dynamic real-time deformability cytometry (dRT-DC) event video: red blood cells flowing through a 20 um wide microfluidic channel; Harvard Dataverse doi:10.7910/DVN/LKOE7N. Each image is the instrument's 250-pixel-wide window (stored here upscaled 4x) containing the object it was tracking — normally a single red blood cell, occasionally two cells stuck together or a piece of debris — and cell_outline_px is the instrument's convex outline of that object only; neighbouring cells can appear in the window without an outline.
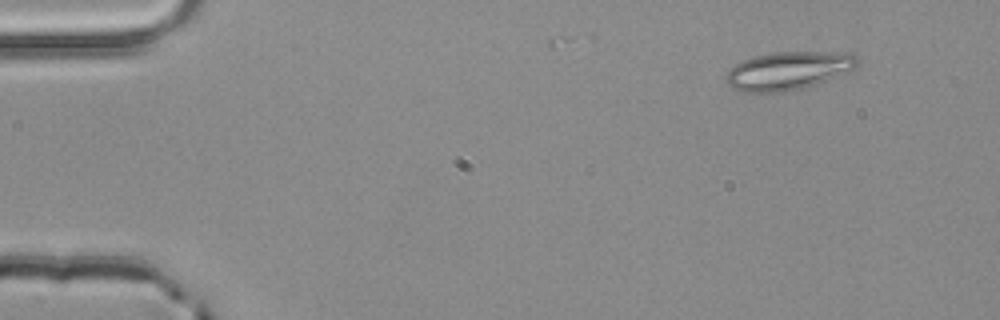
{"species": "common noctule bat (a hibernating species)", "species_latin": "Nyctalus noctula", "temperature_condition": "room temperature", "stored_images_in_passage": 3, "camera_frame_rate_fps": 3000, "um_per_image_px": 0.085, "animal": {"sex": "male", "body_mass_g": 20.4}, "frame": {"image": 1, "passage_image": 1, "time_ms": 0.0, "image_size_px": [1000, 320], "cell_outline_px": [[860, 64], [856, 68], [816, 84], [804, 88], [784, 92], [740, 92], [732, 88], [724, 80], [724, 76], [740, 60], [772, 52], [852, 52], [860, 60]], "centroid_in_image_um": [67.01, 6.0], "position_along_channel_um": 18.0, "area_um2": 29.54}}